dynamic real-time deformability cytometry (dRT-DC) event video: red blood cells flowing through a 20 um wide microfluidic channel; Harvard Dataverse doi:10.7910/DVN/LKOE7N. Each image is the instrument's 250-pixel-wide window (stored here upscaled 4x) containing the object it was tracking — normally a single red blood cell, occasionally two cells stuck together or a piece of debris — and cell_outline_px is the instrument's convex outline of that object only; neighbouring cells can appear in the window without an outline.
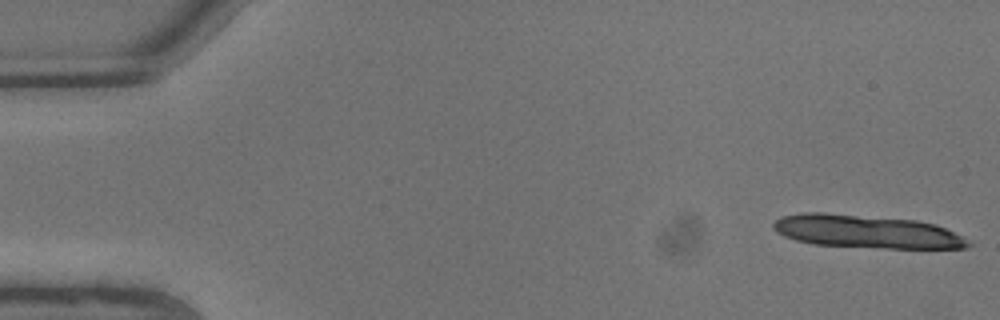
{"species": "common noctule bat (a hibernating species)", "species_latin": "Nyctalus noctula", "temperature_condition": "warm", "stored_images_in_passage": 8, "camera_frame_rate_fps": 3000, "um_per_image_px": 0.085, "animal": {"sex": "male", "body_mass_g": 13.3}, "frame": {"image": 1, "passage_image": 1, "time_ms": 0.0, "image_size_px": [1000, 320], "cell_outline_px": [[972, 244], [968, 248], [884, 248], [812, 244], [796, 240], [784, 236], [776, 232], [772, 228], [772, 224], [780, 216], [800, 212], [824, 212], [916, 220], [936, 224], [960, 236]], "centroid_in_image_um": [73.58, 19.67], "position_along_channel_um": 11.4, "area_um2": 37.63}}
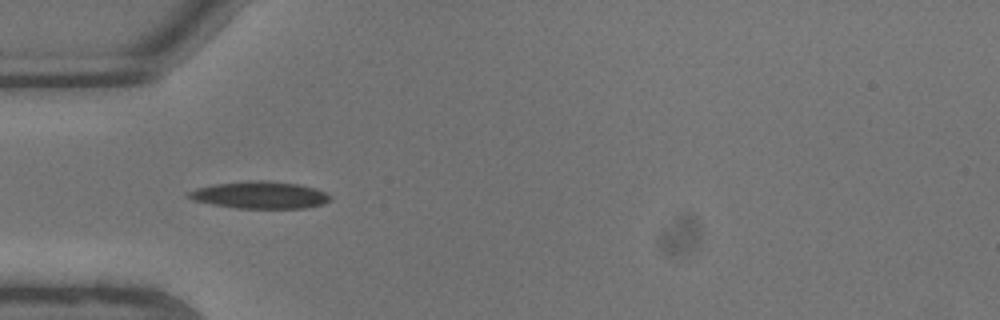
{"frame": {"image": 2, "passage_image": 7, "time_ms": 2.0, "image_size_px": [1000, 320], "cell_outline_px": [[332, 200], [324, 204], [304, 208], [236, 208], [212, 204], [192, 200], [184, 196], [188, 192], [196, 188], [216, 184], [248, 180], [264, 180], [296, 184], [316, 188], [332, 196]], "centroid_in_image_um": [22.09, 16.58], "position_along_channel_um": 62.9, "area_um2": 22.48}}
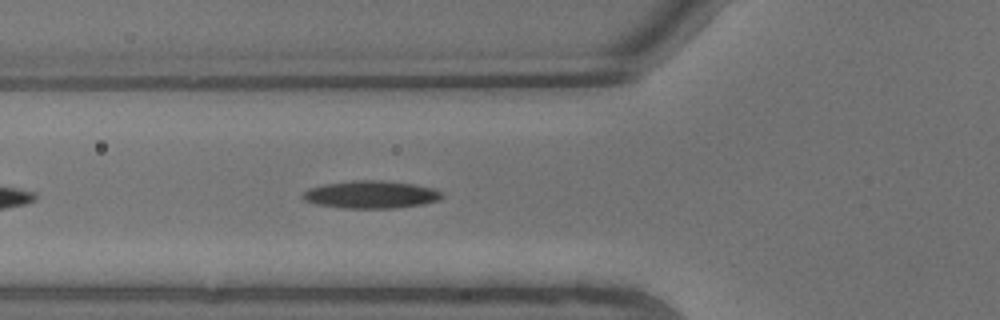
{"frame": {"image": 3, "passage_image": 8, "time_ms": 2.333, "image_size_px": [1000, 320], "cell_outline_px": [[444, 196], [440, 200], [420, 204], [392, 208], [344, 208], [316, 204], [304, 200], [300, 196], [308, 188], [324, 184], [352, 180], [384, 180], [416, 184], [432, 188], [440, 192]], "centroid_in_image_um": [31.5, 16.52], "position_along_channel_um": 94.3, "area_um2": 22.43}}